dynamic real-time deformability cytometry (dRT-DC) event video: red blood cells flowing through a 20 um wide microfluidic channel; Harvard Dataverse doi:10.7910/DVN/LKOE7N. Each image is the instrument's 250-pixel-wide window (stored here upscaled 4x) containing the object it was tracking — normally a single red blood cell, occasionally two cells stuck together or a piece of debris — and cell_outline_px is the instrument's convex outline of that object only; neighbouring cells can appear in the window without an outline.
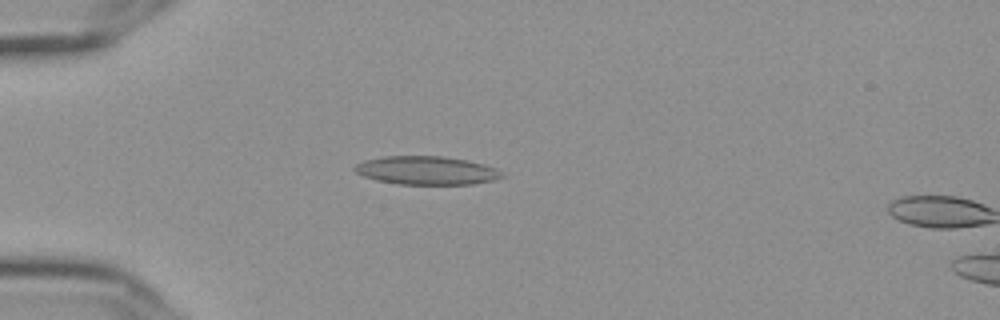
{"species": "Egyptian fruit bat (a non-hibernating species)", "species_latin": "Rousettus aegyptiacus", "temperature_condition": "cold", "stored_images_in_passage": 15, "camera_frame_rate_fps": 3000, "um_per_image_px": 0.085, "frame": {"image": 1, "passage_image": 13, "time_ms": 4.0, "image_size_px": [1000, 320], "cell_outline_px": [[504, 176], [492, 180], [472, 184], [396, 184], [376, 180], [364, 176], [356, 172], [352, 168], [356, 164], [364, 160], [384, 156], [444, 156], [484, 164], [496, 168]], "centroid_in_image_um": [36.21, 14.48], "position_along_channel_um": 48.8, "area_um2": 24.28}}